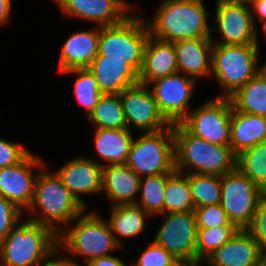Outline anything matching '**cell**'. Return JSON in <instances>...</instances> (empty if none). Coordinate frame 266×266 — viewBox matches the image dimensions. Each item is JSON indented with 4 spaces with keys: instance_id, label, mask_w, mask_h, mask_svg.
<instances>
[{
    "instance_id": "obj_1",
    "label": "cell",
    "mask_w": 266,
    "mask_h": 266,
    "mask_svg": "<svg viewBox=\"0 0 266 266\" xmlns=\"http://www.w3.org/2000/svg\"><path fill=\"white\" fill-rule=\"evenodd\" d=\"M173 132L176 172L221 176L237 168V155L230 145L210 144L181 123L173 124Z\"/></svg>"
},
{
    "instance_id": "obj_2",
    "label": "cell",
    "mask_w": 266,
    "mask_h": 266,
    "mask_svg": "<svg viewBox=\"0 0 266 266\" xmlns=\"http://www.w3.org/2000/svg\"><path fill=\"white\" fill-rule=\"evenodd\" d=\"M85 210L55 171L51 173L44 166L38 171L26 219L46 225L58 235Z\"/></svg>"
},
{
    "instance_id": "obj_3",
    "label": "cell",
    "mask_w": 266,
    "mask_h": 266,
    "mask_svg": "<svg viewBox=\"0 0 266 266\" xmlns=\"http://www.w3.org/2000/svg\"><path fill=\"white\" fill-rule=\"evenodd\" d=\"M151 22L145 18L149 34L169 42L211 38L208 13L203 0H163Z\"/></svg>"
},
{
    "instance_id": "obj_4",
    "label": "cell",
    "mask_w": 266,
    "mask_h": 266,
    "mask_svg": "<svg viewBox=\"0 0 266 266\" xmlns=\"http://www.w3.org/2000/svg\"><path fill=\"white\" fill-rule=\"evenodd\" d=\"M74 226H66L58 235V245L73 257H83L85 262L111 255L121 247L116 243L111 228L103 217L84 211L76 217Z\"/></svg>"
},
{
    "instance_id": "obj_5",
    "label": "cell",
    "mask_w": 266,
    "mask_h": 266,
    "mask_svg": "<svg viewBox=\"0 0 266 266\" xmlns=\"http://www.w3.org/2000/svg\"><path fill=\"white\" fill-rule=\"evenodd\" d=\"M57 244L50 227L21 220L1 241L0 266H39Z\"/></svg>"
},
{
    "instance_id": "obj_6",
    "label": "cell",
    "mask_w": 266,
    "mask_h": 266,
    "mask_svg": "<svg viewBox=\"0 0 266 266\" xmlns=\"http://www.w3.org/2000/svg\"><path fill=\"white\" fill-rule=\"evenodd\" d=\"M148 36L145 17L130 14L118 24L100 27L97 56L126 60L139 75Z\"/></svg>"
},
{
    "instance_id": "obj_7",
    "label": "cell",
    "mask_w": 266,
    "mask_h": 266,
    "mask_svg": "<svg viewBox=\"0 0 266 266\" xmlns=\"http://www.w3.org/2000/svg\"><path fill=\"white\" fill-rule=\"evenodd\" d=\"M259 51L255 43L213 44L211 76L224 91L217 97L229 98L259 72Z\"/></svg>"
},
{
    "instance_id": "obj_8",
    "label": "cell",
    "mask_w": 266,
    "mask_h": 266,
    "mask_svg": "<svg viewBox=\"0 0 266 266\" xmlns=\"http://www.w3.org/2000/svg\"><path fill=\"white\" fill-rule=\"evenodd\" d=\"M125 165L140 178L175 172L173 124L134 138Z\"/></svg>"
},
{
    "instance_id": "obj_9",
    "label": "cell",
    "mask_w": 266,
    "mask_h": 266,
    "mask_svg": "<svg viewBox=\"0 0 266 266\" xmlns=\"http://www.w3.org/2000/svg\"><path fill=\"white\" fill-rule=\"evenodd\" d=\"M220 181L222 209L239 229H246L266 193L237 168L221 175Z\"/></svg>"
},
{
    "instance_id": "obj_10",
    "label": "cell",
    "mask_w": 266,
    "mask_h": 266,
    "mask_svg": "<svg viewBox=\"0 0 266 266\" xmlns=\"http://www.w3.org/2000/svg\"><path fill=\"white\" fill-rule=\"evenodd\" d=\"M232 110L230 98L215 97L190 111L180 123L210 144L230 145Z\"/></svg>"
},
{
    "instance_id": "obj_11",
    "label": "cell",
    "mask_w": 266,
    "mask_h": 266,
    "mask_svg": "<svg viewBox=\"0 0 266 266\" xmlns=\"http://www.w3.org/2000/svg\"><path fill=\"white\" fill-rule=\"evenodd\" d=\"M165 215L154 242L176 260H196L197 222L194 211L162 213Z\"/></svg>"
},
{
    "instance_id": "obj_12",
    "label": "cell",
    "mask_w": 266,
    "mask_h": 266,
    "mask_svg": "<svg viewBox=\"0 0 266 266\" xmlns=\"http://www.w3.org/2000/svg\"><path fill=\"white\" fill-rule=\"evenodd\" d=\"M214 11L216 28H211V33L218 31L220 39L213 44L244 45L255 43L259 48V34L257 24H254L249 4L216 2Z\"/></svg>"
},
{
    "instance_id": "obj_13",
    "label": "cell",
    "mask_w": 266,
    "mask_h": 266,
    "mask_svg": "<svg viewBox=\"0 0 266 266\" xmlns=\"http://www.w3.org/2000/svg\"><path fill=\"white\" fill-rule=\"evenodd\" d=\"M157 102L158 109L170 123H180L191 111L189 101L196 88L197 80L176 72L151 81L148 86Z\"/></svg>"
},
{
    "instance_id": "obj_14",
    "label": "cell",
    "mask_w": 266,
    "mask_h": 266,
    "mask_svg": "<svg viewBox=\"0 0 266 266\" xmlns=\"http://www.w3.org/2000/svg\"><path fill=\"white\" fill-rule=\"evenodd\" d=\"M119 95L129 130L136 127L142 133L155 132L170 125L160 113L148 85L137 83L124 89Z\"/></svg>"
},
{
    "instance_id": "obj_15",
    "label": "cell",
    "mask_w": 266,
    "mask_h": 266,
    "mask_svg": "<svg viewBox=\"0 0 266 266\" xmlns=\"http://www.w3.org/2000/svg\"><path fill=\"white\" fill-rule=\"evenodd\" d=\"M43 166L46 165L42 158L40 160L39 156L30 152L18 164L0 168V195L26 211L33 199L38 171Z\"/></svg>"
},
{
    "instance_id": "obj_16",
    "label": "cell",
    "mask_w": 266,
    "mask_h": 266,
    "mask_svg": "<svg viewBox=\"0 0 266 266\" xmlns=\"http://www.w3.org/2000/svg\"><path fill=\"white\" fill-rule=\"evenodd\" d=\"M63 15L84 19L99 27L122 22L132 12L133 5L124 0H53Z\"/></svg>"
},
{
    "instance_id": "obj_17",
    "label": "cell",
    "mask_w": 266,
    "mask_h": 266,
    "mask_svg": "<svg viewBox=\"0 0 266 266\" xmlns=\"http://www.w3.org/2000/svg\"><path fill=\"white\" fill-rule=\"evenodd\" d=\"M78 202L87 207L82 195L99 194L102 189V166L90 157L76 156L55 171Z\"/></svg>"
},
{
    "instance_id": "obj_18",
    "label": "cell",
    "mask_w": 266,
    "mask_h": 266,
    "mask_svg": "<svg viewBox=\"0 0 266 266\" xmlns=\"http://www.w3.org/2000/svg\"><path fill=\"white\" fill-rule=\"evenodd\" d=\"M179 72L192 77H209L212 74L211 38L186 39L173 42Z\"/></svg>"
},
{
    "instance_id": "obj_19",
    "label": "cell",
    "mask_w": 266,
    "mask_h": 266,
    "mask_svg": "<svg viewBox=\"0 0 266 266\" xmlns=\"http://www.w3.org/2000/svg\"><path fill=\"white\" fill-rule=\"evenodd\" d=\"M265 254L255 239L245 230L237 233L205 260L209 266H254Z\"/></svg>"
},
{
    "instance_id": "obj_20",
    "label": "cell",
    "mask_w": 266,
    "mask_h": 266,
    "mask_svg": "<svg viewBox=\"0 0 266 266\" xmlns=\"http://www.w3.org/2000/svg\"><path fill=\"white\" fill-rule=\"evenodd\" d=\"M87 69L94 75L102 94H120L124 89L139 83V75L126 60L96 56Z\"/></svg>"
},
{
    "instance_id": "obj_21",
    "label": "cell",
    "mask_w": 266,
    "mask_h": 266,
    "mask_svg": "<svg viewBox=\"0 0 266 266\" xmlns=\"http://www.w3.org/2000/svg\"><path fill=\"white\" fill-rule=\"evenodd\" d=\"M99 34L100 27L73 32L62 45L58 71L88 68L98 54Z\"/></svg>"
},
{
    "instance_id": "obj_22",
    "label": "cell",
    "mask_w": 266,
    "mask_h": 266,
    "mask_svg": "<svg viewBox=\"0 0 266 266\" xmlns=\"http://www.w3.org/2000/svg\"><path fill=\"white\" fill-rule=\"evenodd\" d=\"M179 72L173 42L157 39L149 34L144 49L139 83L148 85L158 78Z\"/></svg>"
},
{
    "instance_id": "obj_23",
    "label": "cell",
    "mask_w": 266,
    "mask_h": 266,
    "mask_svg": "<svg viewBox=\"0 0 266 266\" xmlns=\"http://www.w3.org/2000/svg\"><path fill=\"white\" fill-rule=\"evenodd\" d=\"M140 177L127 165L102 167V189L111 206L136 204Z\"/></svg>"
},
{
    "instance_id": "obj_24",
    "label": "cell",
    "mask_w": 266,
    "mask_h": 266,
    "mask_svg": "<svg viewBox=\"0 0 266 266\" xmlns=\"http://www.w3.org/2000/svg\"><path fill=\"white\" fill-rule=\"evenodd\" d=\"M94 132L95 149L104 162L96 159L92 160L102 167L125 164L131 144L134 140L132 130L128 128L96 129Z\"/></svg>"
},
{
    "instance_id": "obj_25",
    "label": "cell",
    "mask_w": 266,
    "mask_h": 266,
    "mask_svg": "<svg viewBox=\"0 0 266 266\" xmlns=\"http://www.w3.org/2000/svg\"><path fill=\"white\" fill-rule=\"evenodd\" d=\"M266 142V117L232 110L230 147L238 155L242 151Z\"/></svg>"
},
{
    "instance_id": "obj_26",
    "label": "cell",
    "mask_w": 266,
    "mask_h": 266,
    "mask_svg": "<svg viewBox=\"0 0 266 266\" xmlns=\"http://www.w3.org/2000/svg\"><path fill=\"white\" fill-rule=\"evenodd\" d=\"M111 207L110 219L107 222L116 243L122 247V239L136 237L142 233L146 229V220L151 216L137 204H121Z\"/></svg>"
},
{
    "instance_id": "obj_27",
    "label": "cell",
    "mask_w": 266,
    "mask_h": 266,
    "mask_svg": "<svg viewBox=\"0 0 266 266\" xmlns=\"http://www.w3.org/2000/svg\"><path fill=\"white\" fill-rule=\"evenodd\" d=\"M229 98L236 111L266 117V78L258 72Z\"/></svg>"
},
{
    "instance_id": "obj_28",
    "label": "cell",
    "mask_w": 266,
    "mask_h": 266,
    "mask_svg": "<svg viewBox=\"0 0 266 266\" xmlns=\"http://www.w3.org/2000/svg\"><path fill=\"white\" fill-rule=\"evenodd\" d=\"M88 119L95 129L127 128L119 94H103Z\"/></svg>"
},
{
    "instance_id": "obj_29",
    "label": "cell",
    "mask_w": 266,
    "mask_h": 266,
    "mask_svg": "<svg viewBox=\"0 0 266 266\" xmlns=\"http://www.w3.org/2000/svg\"><path fill=\"white\" fill-rule=\"evenodd\" d=\"M172 174H158L140 178V200L136 204L151 217L164 213V191L167 179Z\"/></svg>"
},
{
    "instance_id": "obj_30",
    "label": "cell",
    "mask_w": 266,
    "mask_h": 266,
    "mask_svg": "<svg viewBox=\"0 0 266 266\" xmlns=\"http://www.w3.org/2000/svg\"><path fill=\"white\" fill-rule=\"evenodd\" d=\"M164 199V213L194 211L187 173L175 171L167 179Z\"/></svg>"
},
{
    "instance_id": "obj_31",
    "label": "cell",
    "mask_w": 266,
    "mask_h": 266,
    "mask_svg": "<svg viewBox=\"0 0 266 266\" xmlns=\"http://www.w3.org/2000/svg\"><path fill=\"white\" fill-rule=\"evenodd\" d=\"M237 169L266 193V142L256 144L238 154Z\"/></svg>"
},
{
    "instance_id": "obj_32",
    "label": "cell",
    "mask_w": 266,
    "mask_h": 266,
    "mask_svg": "<svg viewBox=\"0 0 266 266\" xmlns=\"http://www.w3.org/2000/svg\"><path fill=\"white\" fill-rule=\"evenodd\" d=\"M188 183L195 208L220 204V176L188 174Z\"/></svg>"
},
{
    "instance_id": "obj_33",
    "label": "cell",
    "mask_w": 266,
    "mask_h": 266,
    "mask_svg": "<svg viewBox=\"0 0 266 266\" xmlns=\"http://www.w3.org/2000/svg\"><path fill=\"white\" fill-rule=\"evenodd\" d=\"M239 230L236 225L197 228L196 259L206 260Z\"/></svg>"
},
{
    "instance_id": "obj_34",
    "label": "cell",
    "mask_w": 266,
    "mask_h": 266,
    "mask_svg": "<svg viewBox=\"0 0 266 266\" xmlns=\"http://www.w3.org/2000/svg\"><path fill=\"white\" fill-rule=\"evenodd\" d=\"M65 73L76 75L73 92L78 104L85 107V114L88 118L103 95L98 88L94 75L87 68L71 69L65 71Z\"/></svg>"
},
{
    "instance_id": "obj_35",
    "label": "cell",
    "mask_w": 266,
    "mask_h": 266,
    "mask_svg": "<svg viewBox=\"0 0 266 266\" xmlns=\"http://www.w3.org/2000/svg\"><path fill=\"white\" fill-rule=\"evenodd\" d=\"M178 262L169 252L152 240L132 266H174Z\"/></svg>"
},
{
    "instance_id": "obj_36",
    "label": "cell",
    "mask_w": 266,
    "mask_h": 266,
    "mask_svg": "<svg viewBox=\"0 0 266 266\" xmlns=\"http://www.w3.org/2000/svg\"><path fill=\"white\" fill-rule=\"evenodd\" d=\"M197 228H215L232 223L220 204L208 205L194 209Z\"/></svg>"
},
{
    "instance_id": "obj_37",
    "label": "cell",
    "mask_w": 266,
    "mask_h": 266,
    "mask_svg": "<svg viewBox=\"0 0 266 266\" xmlns=\"http://www.w3.org/2000/svg\"><path fill=\"white\" fill-rule=\"evenodd\" d=\"M23 212L14 203L0 195V241L20 222Z\"/></svg>"
},
{
    "instance_id": "obj_38",
    "label": "cell",
    "mask_w": 266,
    "mask_h": 266,
    "mask_svg": "<svg viewBox=\"0 0 266 266\" xmlns=\"http://www.w3.org/2000/svg\"><path fill=\"white\" fill-rule=\"evenodd\" d=\"M245 230L266 253V195L258 203L256 213Z\"/></svg>"
},
{
    "instance_id": "obj_39",
    "label": "cell",
    "mask_w": 266,
    "mask_h": 266,
    "mask_svg": "<svg viewBox=\"0 0 266 266\" xmlns=\"http://www.w3.org/2000/svg\"><path fill=\"white\" fill-rule=\"evenodd\" d=\"M29 153L30 151L19 143L0 138V168L18 164Z\"/></svg>"
},
{
    "instance_id": "obj_40",
    "label": "cell",
    "mask_w": 266,
    "mask_h": 266,
    "mask_svg": "<svg viewBox=\"0 0 266 266\" xmlns=\"http://www.w3.org/2000/svg\"><path fill=\"white\" fill-rule=\"evenodd\" d=\"M63 249L58 244L48 253L39 266H84L79 264L72 256H61ZM59 256V257H58ZM72 258V259H71Z\"/></svg>"
},
{
    "instance_id": "obj_41",
    "label": "cell",
    "mask_w": 266,
    "mask_h": 266,
    "mask_svg": "<svg viewBox=\"0 0 266 266\" xmlns=\"http://www.w3.org/2000/svg\"><path fill=\"white\" fill-rule=\"evenodd\" d=\"M86 266H129L121 258L111 254L108 256L98 257L85 262Z\"/></svg>"
},
{
    "instance_id": "obj_42",
    "label": "cell",
    "mask_w": 266,
    "mask_h": 266,
    "mask_svg": "<svg viewBox=\"0 0 266 266\" xmlns=\"http://www.w3.org/2000/svg\"><path fill=\"white\" fill-rule=\"evenodd\" d=\"M249 5L254 24L256 23V15L259 21L266 19V0H252Z\"/></svg>"
},
{
    "instance_id": "obj_43",
    "label": "cell",
    "mask_w": 266,
    "mask_h": 266,
    "mask_svg": "<svg viewBox=\"0 0 266 266\" xmlns=\"http://www.w3.org/2000/svg\"><path fill=\"white\" fill-rule=\"evenodd\" d=\"M12 3V0H0V26H4L9 22Z\"/></svg>"
},
{
    "instance_id": "obj_44",
    "label": "cell",
    "mask_w": 266,
    "mask_h": 266,
    "mask_svg": "<svg viewBox=\"0 0 266 266\" xmlns=\"http://www.w3.org/2000/svg\"><path fill=\"white\" fill-rule=\"evenodd\" d=\"M205 260L196 259V260H189V261H180V266H202Z\"/></svg>"
},
{
    "instance_id": "obj_45",
    "label": "cell",
    "mask_w": 266,
    "mask_h": 266,
    "mask_svg": "<svg viewBox=\"0 0 266 266\" xmlns=\"http://www.w3.org/2000/svg\"><path fill=\"white\" fill-rule=\"evenodd\" d=\"M252 0H216V2L244 3L250 4Z\"/></svg>"
},
{
    "instance_id": "obj_46",
    "label": "cell",
    "mask_w": 266,
    "mask_h": 266,
    "mask_svg": "<svg viewBox=\"0 0 266 266\" xmlns=\"http://www.w3.org/2000/svg\"><path fill=\"white\" fill-rule=\"evenodd\" d=\"M254 266H266V253L255 263Z\"/></svg>"
},
{
    "instance_id": "obj_47",
    "label": "cell",
    "mask_w": 266,
    "mask_h": 266,
    "mask_svg": "<svg viewBox=\"0 0 266 266\" xmlns=\"http://www.w3.org/2000/svg\"><path fill=\"white\" fill-rule=\"evenodd\" d=\"M259 73L266 78V61L259 65Z\"/></svg>"
},
{
    "instance_id": "obj_48",
    "label": "cell",
    "mask_w": 266,
    "mask_h": 266,
    "mask_svg": "<svg viewBox=\"0 0 266 266\" xmlns=\"http://www.w3.org/2000/svg\"><path fill=\"white\" fill-rule=\"evenodd\" d=\"M262 23V32L264 33V36L266 38V19L262 20V21H259Z\"/></svg>"
}]
</instances>
